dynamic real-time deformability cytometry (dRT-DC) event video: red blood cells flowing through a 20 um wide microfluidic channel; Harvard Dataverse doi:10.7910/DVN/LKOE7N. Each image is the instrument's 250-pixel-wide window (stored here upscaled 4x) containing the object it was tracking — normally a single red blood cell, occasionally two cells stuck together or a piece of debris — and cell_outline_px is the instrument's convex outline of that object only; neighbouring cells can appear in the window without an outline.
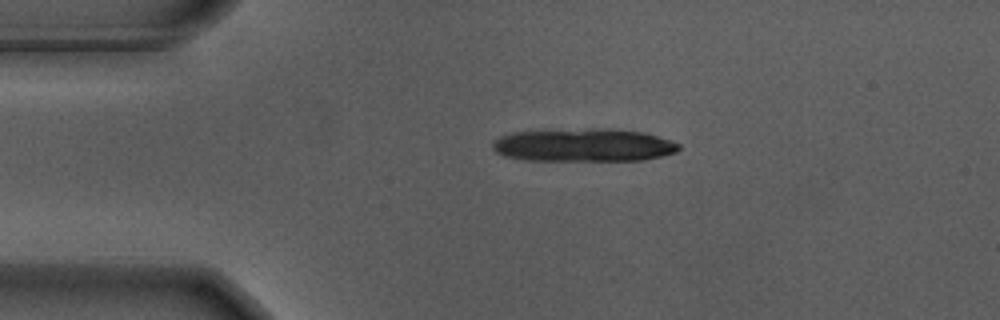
{"species": "Egyptian fruit bat (a non-hibernating species)", "species_latin": "Rousettus aegyptiacus", "temperature_condition": "warm", "stored_images_in_passage": 8, "camera_frame_rate_fps": 3000, "um_per_image_px": 0.085, "animal": {"sex": "male"}, "frame": {"image": 1, "passage_image": 1, "time_ms": 0.0, "image_size_px": [1000, 320], "cell_outline_px": [[680, 148], [676, 152], [664, 156], [644, 160], [524, 160], [504, 156], [496, 152], [492, 148], [492, 144], [500, 136], [512, 132], [596, 128], [608, 128], [644, 132], [680, 144]], "centroid_in_image_um": [49.61, 12.33], "position_along_channel_um": 35.4, "area_um2": 35.89}}